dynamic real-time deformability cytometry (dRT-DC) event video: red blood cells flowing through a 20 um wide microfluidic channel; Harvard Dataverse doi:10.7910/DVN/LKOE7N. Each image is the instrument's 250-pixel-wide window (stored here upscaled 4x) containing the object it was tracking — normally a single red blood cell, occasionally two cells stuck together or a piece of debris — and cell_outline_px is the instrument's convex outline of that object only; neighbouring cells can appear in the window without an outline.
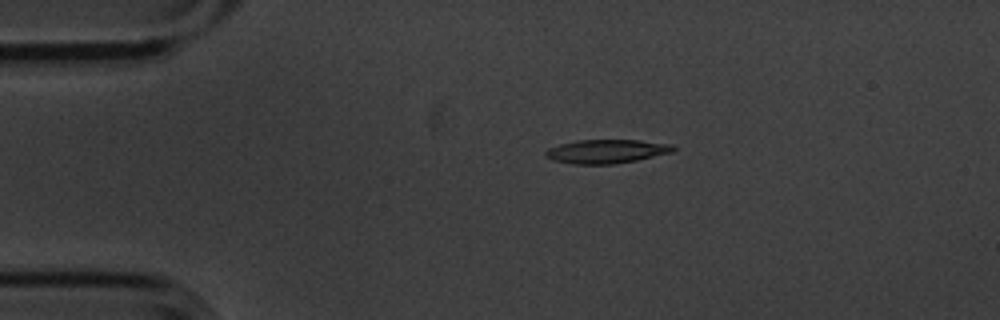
{"species": "common noctule bat (a hibernating species)", "species_latin": "Nyctalus noctula", "temperature_condition": "cold", "stored_images_in_passage": 7, "camera_frame_rate_fps": 3000, "um_per_image_px": 0.085, "animal": {"sex": "male", "body_mass_g": 20.1, "forearm_length_mm": 53.5}, "frame": {"image": 1, "passage_image": 4, "time_ms": 1.0, "image_size_px": [1000, 320], "cell_outline_px": [[676, 148], [672, 152], [636, 160], [616, 164], [572, 164], [552, 160], [544, 156], [544, 152], [548, 148], [560, 144], [576, 140], [640, 140], [672, 144]], "centroid_in_image_um": [51.52, 12.86], "position_along_channel_um": 33.5, "area_um2": 17.8}}
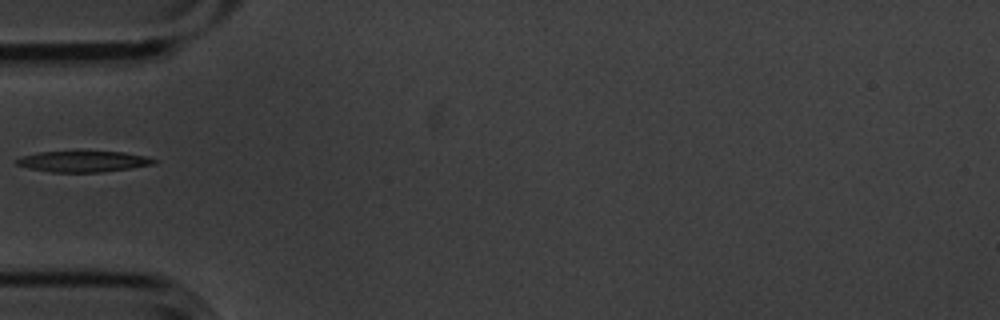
{"frame": {"image": 2, "passage_image": 6, "time_ms": 1.667, "image_size_px": [1000, 320], "cell_outline_px": [[160, 160], [156, 164], [132, 168], [100, 172], [52, 172], [28, 168], [16, 164], [16, 160], [24, 156], [40, 152], [124, 152], [144, 156]], "centroid_in_image_um": [7.15, 13.73], "position_along_channel_um": 77.9, "area_um2": 16.59}}
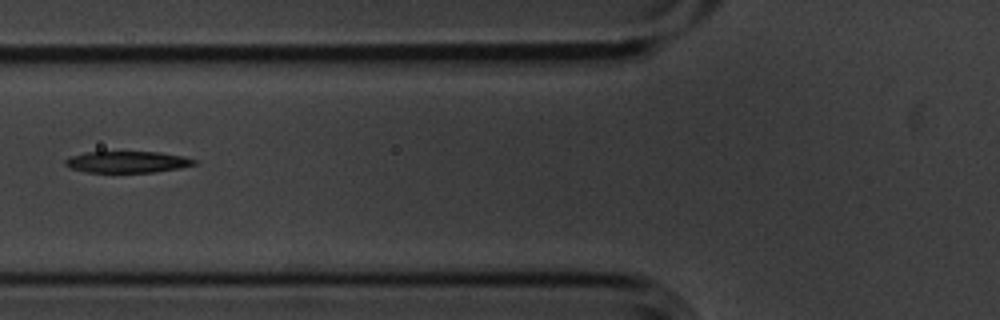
{"frame": {"image": 3, "passage_image": 7, "time_ms": 2.0, "image_size_px": [1000, 320], "cell_outline_px": [[196, 164], [180, 168], [152, 172], [84, 172], [68, 168], [64, 164], [64, 160], [68, 156], [84, 152], [160, 152], [184, 156], [196, 160]], "centroid_in_image_um": [10.76, 13.76], "position_along_channel_um": 115.0, "area_um2": 16.3}}